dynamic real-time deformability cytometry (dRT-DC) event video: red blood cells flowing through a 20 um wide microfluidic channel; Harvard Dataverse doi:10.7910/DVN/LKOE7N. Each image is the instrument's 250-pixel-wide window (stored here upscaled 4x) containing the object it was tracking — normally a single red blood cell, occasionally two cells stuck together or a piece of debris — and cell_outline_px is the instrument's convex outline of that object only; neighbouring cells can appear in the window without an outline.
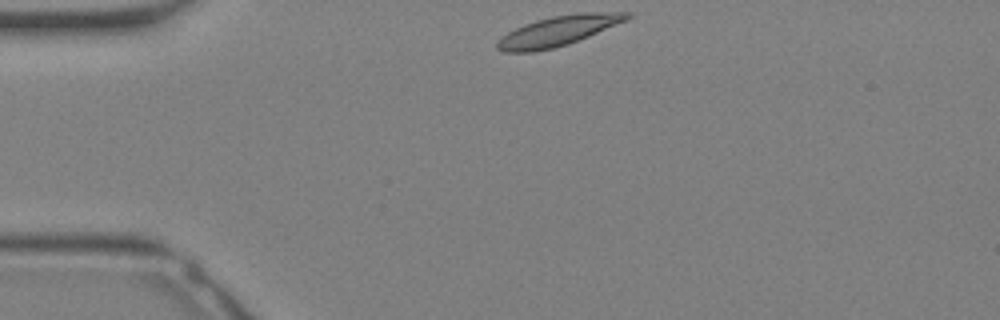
{"species": "Egyptian fruit bat (a non-hibernating species)", "species_latin": "Rousettus aegyptiacus", "temperature_condition": "warm", "stored_images_in_passage": 6, "camera_frame_rate_fps": 3000, "um_per_image_px": 0.085, "animal": {"sex": "female"}, "frame": {"image": 1, "passage_image": 1, "time_ms": 0.0, "image_size_px": [1000, 320], "cell_outline_px": [[632, 16], [624, 20], [588, 36], [568, 44], [536, 52], [504, 52], [496, 48], [496, 44], [508, 32], [524, 24], [536, 20], [552, 16], [580, 12], [632, 12]], "centroid_in_image_um": [47.42, 2.62], "position_along_channel_um": 37.6, "area_um2": 22.25}}
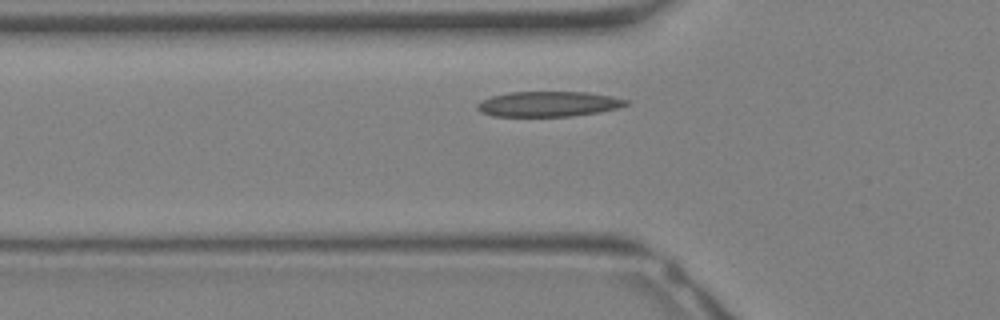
{"frame": {"image": 2, "passage_image": 5, "time_ms": 1.333, "image_size_px": [1000, 320], "cell_outline_px": [[628, 104], [620, 108], [600, 112], [572, 116], [492, 116], [480, 112], [476, 108], [476, 104], [480, 100], [492, 96], [508, 92], [588, 92], [612, 96], [628, 100]], "centroid_in_image_um": [46.61, 8.84], "position_along_channel_um": 79.2, "area_um2": 22.08}}